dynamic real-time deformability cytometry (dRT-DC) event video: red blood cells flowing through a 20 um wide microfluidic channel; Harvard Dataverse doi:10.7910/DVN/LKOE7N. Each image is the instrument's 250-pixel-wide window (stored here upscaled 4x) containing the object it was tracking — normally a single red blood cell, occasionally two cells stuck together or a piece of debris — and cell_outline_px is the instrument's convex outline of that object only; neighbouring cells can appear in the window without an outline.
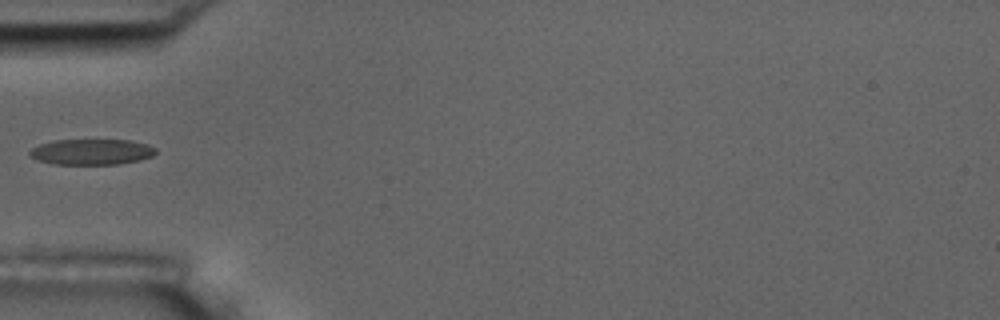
{"species": "common noctule bat (a hibernating species)", "species_latin": "Nyctalus noctula", "temperature_condition": "room temperature", "stored_images_in_passage": 1, "camera_frame_rate_fps": 3000, "um_per_image_px": 0.085, "animal": {"sex": "male", "body_mass_g": 17.5, "forearm_length_mm": 52.3}, "frame": {"image": 1, "passage_image": 1, "time_ms": 0.0, "image_size_px": [1000, 320], "cell_outline_px": [[156, 152], [152, 156], [140, 160], [120, 164], [52, 164], [28, 156], [28, 152], [32, 148], [40, 144], [52, 140], [128, 140], [144, 144], [156, 148]], "centroid_in_image_um": [7.75, 12.91], "position_along_channel_um": 77.2, "area_um2": 18.84}}